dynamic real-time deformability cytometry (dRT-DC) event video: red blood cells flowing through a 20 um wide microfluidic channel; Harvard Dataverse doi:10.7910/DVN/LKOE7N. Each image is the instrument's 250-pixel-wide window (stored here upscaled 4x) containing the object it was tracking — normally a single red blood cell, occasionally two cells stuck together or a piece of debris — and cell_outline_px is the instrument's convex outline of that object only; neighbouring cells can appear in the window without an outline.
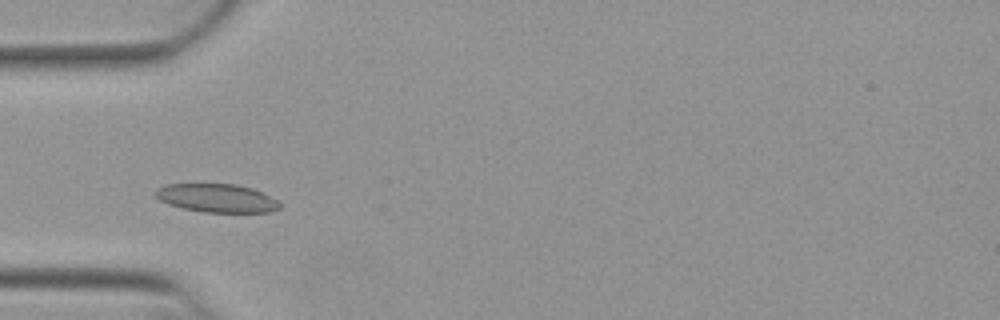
{"species": "Egyptian fruit bat (a non-hibernating species)", "species_latin": "Rousettus aegyptiacus", "temperature_condition": "warm", "stored_images_in_passage": 14, "camera_frame_rate_fps": 3000, "um_per_image_px": 0.085, "animal": {"sex": "female"}, "frame": {"image": 1, "passage_image": 2, "time_ms": 0.333, "image_size_px": [1000, 320], "cell_outline_px": [[280, 208], [268, 212], [204, 212], [184, 208], [168, 204], [160, 200], [152, 192], [156, 188], [168, 184], [196, 180], [236, 184], [252, 188], [276, 200], [280, 204]], "centroid_in_image_um": [18.32, 16.77], "position_along_channel_um": 66.7, "area_um2": 21.39}}
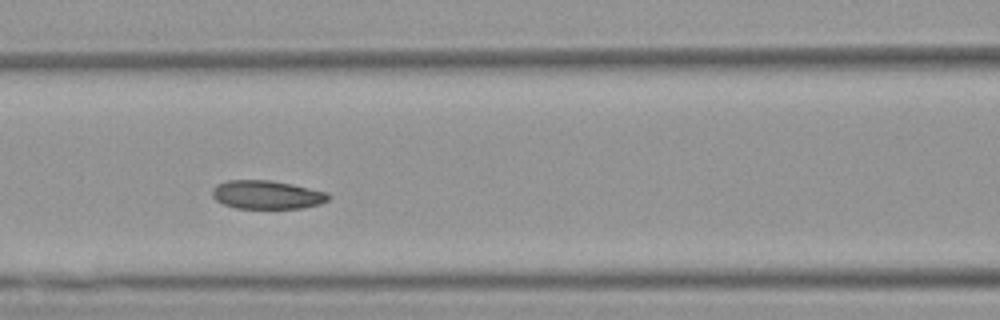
{"frame": {"image": 2, "passage_image": 8, "time_ms": 2.333, "image_size_px": [1000, 320], "cell_outline_px": [[332, 196], [328, 200], [320, 204], [304, 208], [236, 208], [224, 204], [216, 200], [212, 196], [212, 188], [216, 184], [228, 180], [268, 180], [292, 184], [328, 192]], "centroid_in_image_um": [22.7, 16.55], "position_along_channel_um": 143.9, "area_um2": 19.42}}
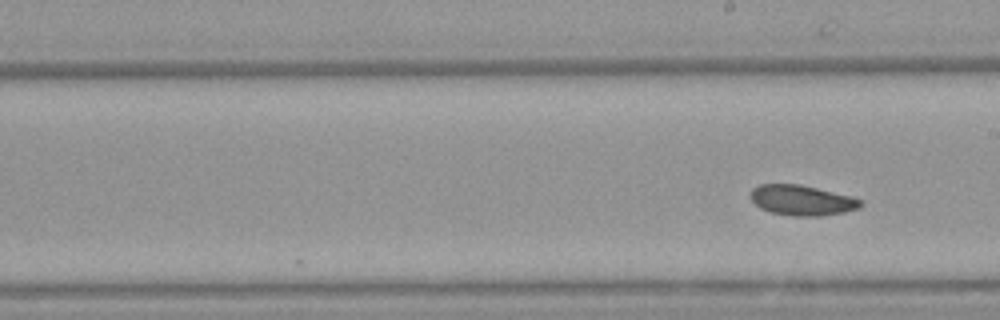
{"frame": {"image": 3, "passage_image": 14, "time_ms": 4.333, "image_size_px": [1000, 320], "cell_outline_px": [[864, 204], [860, 208], [844, 212], [820, 216], [796, 216], [772, 212], [760, 208], [752, 200], [752, 188], [760, 184], [800, 184], [852, 196], [864, 200]], "centroid_in_image_um": [68.23, 17.02], "position_along_channel_um": 220.8, "area_um2": 19.42}}